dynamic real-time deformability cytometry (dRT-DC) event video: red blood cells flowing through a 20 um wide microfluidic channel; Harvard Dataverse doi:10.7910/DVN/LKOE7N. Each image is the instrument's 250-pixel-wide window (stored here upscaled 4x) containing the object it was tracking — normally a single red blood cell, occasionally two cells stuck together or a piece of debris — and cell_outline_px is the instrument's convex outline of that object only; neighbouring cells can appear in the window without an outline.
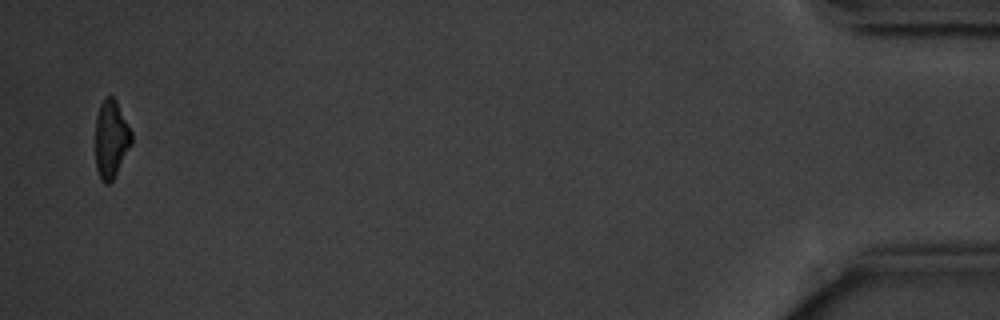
{"species": "common noctule bat (a hibernating species)", "species_latin": "Nyctalus noctula", "temperature_condition": "cold", "stored_images_in_passage": 15, "camera_frame_rate_fps": 3000, "um_per_image_px": 0.085, "animal": {"sex": "male", "body_mass_g": 20.1, "forearm_length_mm": 53.5}, "frame": {"image": 1, "passage_image": 15, "time_ms": 18.0, "image_size_px": [1000, 320], "cell_outline_px": [[132, 144], [112, 180], [108, 184], [104, 184], [100, 180], [96, 168], [96, 116], [100, 104], [104, 96], [112, 96], [116, 100], [132, 132]], "centroid_in_image_um": [9.44, 11.81], "position_along_channel_um": 425.8, "area_um2": 16.42}, "authors_computed_cell_mechanics": {"area_um2": 19.363, "velocity_mm_per_s": 3.5792, "shape_relaxation_time_tau1_ms": 2.8028, "shape_relaxation_time_tau2_ms": null, "deformation_change_tau1": 0.1256, "deformation_change_tau2": null}}